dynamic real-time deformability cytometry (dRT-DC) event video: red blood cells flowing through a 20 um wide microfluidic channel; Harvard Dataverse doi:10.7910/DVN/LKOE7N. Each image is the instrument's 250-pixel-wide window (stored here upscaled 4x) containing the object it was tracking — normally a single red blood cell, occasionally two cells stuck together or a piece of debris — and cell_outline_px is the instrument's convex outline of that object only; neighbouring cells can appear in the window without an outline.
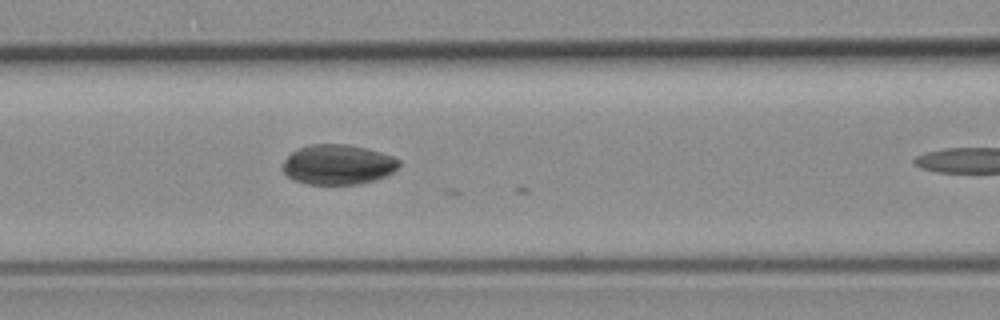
{"species": "common noctule bat (a hibernating species)", "species_latin": "Nyctalus noctula", "temperature_condition": "room temperature", "stored_images_in_passage": 10, "segment_of_instrument_passage": [1, 2], "camera_frame_rate_fps": 3000, "um_per_image_px": 0.085, "animal": {"sex": "female", "body_mass_g": 19.3, "forearm_length_mm": 54.1}, "frame": {"image": 1, "passage_image": 8, "time_ms": 2.333, "image_size_px": [1000, 320], "cell_outline_px": [[400, 164], [388, 176], [376, 180], [360, 184], [308, 184], [292, 180], [280, 168], [284, 160], [292, 152], [308, 144], [348, 144], [380, 152], [392, 156], [400, 160]], "centroid_in_image_um": [28.71, 13.99], "position_along_channel_um": 137.9, "area_um2": 27.28}}